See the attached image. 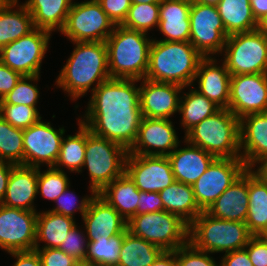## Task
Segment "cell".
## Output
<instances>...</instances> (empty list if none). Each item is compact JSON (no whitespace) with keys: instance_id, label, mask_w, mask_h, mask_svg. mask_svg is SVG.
<instances>
[{"instance_id":"be15d7a7","label":"cell","mask_w":267,"mask_h":266,"mask_svg":"<svg viewBox=\"0 0 267 266\" xmlns=\"http://www.w3.org/2000/svg\"><path fill=\"white\" fill-rule=\"evenodd\" d=\"M78 266H92V265L80 263Z\"/></svg>"},{"instance_id":"d4e9b609","label":"cell","mask_w":267,"mask_h":266,"mask_svg":"<svg viewBox=\"0 0 267 266\" xmlns=\"http://www.w3.org/2000/svg\"><path fill=\"white\" fill-rule=\"evenodd\" d=\"M187 147L178 148L167 157L170 160L175 181L192 186L215 159L204 149L186 142Z\"/></svg>"},{"instance_id":"6125c7cd","label":"cell","mask_w":267,"mask_h":266,"mask_svg":"<svg viewBox=\"0 0 267 266\" xmlns=\"http://www.w3.org/2000/svg\"><path fill=\"white\" fill-rule=\"evenodd\" d=\"M3 2L9 3V4H18V0H3Z\"/></svg>"},{"instance_id":"11a10c76","label":"cell","mask_w":267,"mask_h":266,"mask_svg":"<svg viewBox=\"0 0 267 266\" xmlns=\"http://www.w3.org/2000/svg\"><path fill=\"white\" fill-rule=\"evenodd\" d=\"M257 164L260 165L258 166ZM256 165L258 168L255 170L253 167H255ZM249 171L254 176H256L261 182L267 183V155L257 159L249 168Z\"/></svg>"},{"instance_id":"44dd1931","label":"cell","mask_w":267,"mask_h":266,"mask_svg":"<svg viewBox=\"0 0 267 266\" xmlns=\"http://www.w3.org/2000/svg\"><path fill=\"white\" fill-rule=\"evenodd\" d=\"M217 62L215 56L204 57L200 61L194 79L198 82L196 90L221 109H228L231 74L224 62L221 66Z\"/></svg>"},{"instance_id":"d590c367","label":"cell","mask_w":267,"mask_h":266,"mask_svg":"<svg viewBox=\"0 0 267 266\" xmlns=\"http://www.w3.org/2000/svg\"><path fill=\"white\" fill-rule=\"evenodd\" d=\"M77 121L79 131L62 139L59 156L54 165L56 169L62 170L65 167L70 172L82 173L86 150V125L80 119Z\"/></svg>"},{"instance_id":"277c9868","label":"cell","mask_w":267,"mask_h":266,"mask_svg":"<svg viewBox=\"0 0 267 266\" xmlns=\"http://www.w3.org/2000/svg\"><path fill=\"white\" fill-rule=\"evenodd\" d=\"M141 31L116 25L105 41L111 78L144 79L149 67L153 39Z\"/></svg>"},{"instance_id":"74e56055","label":"cell","mask_w":267,"mask_h":266,"mask_svg":"<svg viewBox=\"0 0 267 266\" xmlns=\"http://www.w3.org/2000/svg\"><path fill=\"white\" fill-rule=\"evenodd\" d=\"M23 129L16 128L0 116V160L24 165Z\"/></svg>"},{"instance_id":"6f0895ef","label":"cell","mask_w":267,"mask_h":266,"mask_svg":"<svg viewBox=\"0 0 267 266\" xmlns=\"http://www.w3.org/2000/svg\"><path fill=\"white\" fill-rule=\"evenodd\" d=\"M250 5L257 22L267 15V0H250Z\"/></svg>"},{"instance_id":"9f6ffc18","label":"cell","mask_w":267,"mask_h":266,"mask_svg":"<svg viewBox=\"0 0 267 266\" xmlns=\"http://www.w3.org/2000/svg\"><path fill=\"white\" fill-rule=\"evenodd\" d=\"M150 266H179L173 251H164Z\"/></svg>"},{"instance_id":"3957f363","label":"cell","mask_w":267,"mask_h":266,"mask_svg":"<svg viewBox=\"0 0 267 266\" xmlns=\"http://www.w3.org/2000/svg\"><path fill=\"white\" fill-rule=\"evenodd\" d=\"M203 58L190 42L153 39L145 79L184 88L194 86L198 65Z\"/></svg>"},{"instance_id":"60d3db41","label":"cell","mask_w":267,"mask_h":266,"mask_svg":"<svg viewBox=\"0 0 267 266\" xmlns=\"http://www.w3.org/2000/svg\"><path fill=\"white\" fill-rule=\"evenodd\" d=\"M39 77L40 75L22 76L16 86L0 100V104L36 107L40 92L37 84L34 85L33 83L37 82L40 79Z\"/></svg>"},{"instance_id":"cb8c5ba5","label":"cell","mask_w":267,"mask_h":266,"mask_svg":"<svg viewBox=\"0 0 267 266\" xmlns=\"http://www.w3.org/2000/svg\"><path fill=\"white\" fill-rule=\"evenodd\" d=\"M241 159L247 169L267 155V112L253 113L240 119Z\"/></svg>"},{"instance_id":"d6986e66","label":"cell","mask_w":267,"mask_h":266,"mask_svg":"<svg viewBox=\"0 0 267 266\" xmlns=\"http://www.w3.org/2000/svg\"><path fill=\"white\" fill-rule=\"evenodd\" d=\"M140 109L143 117L170 119L179 112L180 93L182 86L172 83L154 82L140 79Z\"/></svg>"},{"instance_id":"4fadbf2b","label":"cell","mask_w":267,"mask_h":266,"mask_svg":"<svg viewBox=\"0 0 267 266\" xmlns=\"http://www.w3.org/2000/svg\"><path fill=\"white\" fill-rule=\"evenodd\" d=\"M246 169L241 158H215L192 185L199 208L206 211Z\"/></svg>"},{"instance_id":"ba28073f","label":"cell","mask_w":267,"mask_h":266,"mask_svg":"<svg viewBox=\"0 0 267 266\" xmlns=\"http://www.w3.org/2000/svg\"><path fill=\"white\" fill-rule=\"evenodd\" d=\"M127 229L163 251H174L188 242L189 225L165 210L135 215L127 222Z\"/></svg>"},{"instance_id":"e0dca14e","label":"cell","mask_w":267,"mask_h":266,"mask_svg":"<svg viewBox=\"0 0 267 266\" xmlns=\"http://www.w3.org/2000/svg\"><path fill=\"white\" fill-rule=\"evenodd\" d=\"M125 172L143 192H160L175 181L167 156L128 153Z\"/></svg>"},{"instance_id":"7402d4cb","label":"cell","mask_w":267,"mask_h":266,"mask_svg":"<svg viewBox=\"0 0 267 266\" xmlns=\"http://www.w3.org/2000/svg\"><path fill=\"white\" fill-rule=\"evenodd\" d=\"M249 208L248 169H246L206 210L215 217L228 221L245 222Z\"/></svg>"},{"instance_id":"4dcf8cb0","label":"cell","mask_w":267,"mask_h":266,"mask_svg":"<svg viewBox=\"0 0 267 266\" xmlns=\"http://www.w3.org/2000/svg\"><path fill=\"white\" fill-rule=\"evenodd\" d=\"M15 7L16 4H0V50L35 29L32 16L25 5L18 4L16 10Z\"/></svg>"},{"instance_id":"ffe728a7","label":"cell","mask_w":267,"mask_h":266,"mask_svg":"<svg viewBox=\"0 0 267 266\" xmlns=\"http://www.w3.org/2000/svg\"><path fill=\"white\" fill-rule=\"evenodd\" d=\"M88 241L109 239L127 229L126 220L98 194L82 217Z\"/></svg>"},{"instance_id":"8fae6325","label":"cell","mask_w":267,"mask_h":266,"mask_svg":"<svg viewBox=\"0 0 267 266\" xmlns=\"http://www.w3.org/2000/svg\"><path fill=\"white\" fill-rule=\"evenodd\" d=\"M189 19L190 43L195 49L203 57L222 54L229 35L217 7L192 1Z\"/></svg>"},{"instance_id":"5bb4252c","label":"cell","mask_w":267,"mask_h":266,"mask_svg":"<svg viewBox=\"0 0 267 266\" xmlns=\"http://www.w3.org/2000/svg\"><path fill=\"white\" fill-rule=\"evenodd\" d=\"M65 131L64 127L55 129L50 122L41 119L23 129L24 165L40 168L45 164L54 167Z\"/></svg>"},{"instance_id":"5b68a950","label":"cell","mask_w":267,"mask_h":266,"mask_svg":"<svg viewBox=\"0 0 267 266\" xmlns=\"http://www.w3.org/2000/svg\"><path fill=\"white\" fill-rule=\"evenodd\" d=\"M184 140L215 158H241L240 119L229 109H220L190 129Z\"/></svg>"},{"instance_id":"52a82bcc","label":"cell","mask_w":267,"mask_h":266,"mask_svg":"<svg viewBox=\"0 0 267 266\" xmlns=\"http://www.w3.org/2000/svg\"><path fill=\"white\" fill-rule=\"evenodd\" d=\"M127 155L128 150L124 146L93 134L86 126L83 168L89 171L91 194H98L125 172Z\"/></svg>"},{"instance_id":"c3c4849f","label":"cell","mask_w":267,"mask_h":266,"mask_svg":"<svg viewBox=\"0 0 267 266\" xmlns=\"http://www.w3.org/2000/svg\"><path fill=\"white\" fill-rule=\"evenodd\" d=\"M245 249L254 266H267L266 236H252Z\"/></svg>"},{"instance_id":"603a6c76","label":"cell","mask_w":267,"mask_h":266,"mask_svg":"<svg viewBox=\"0 0 267 266\" xmlns=\"http://www.w3.org/2000/svg\"><path fill=\"white\" fill-rule=\"evenodd\" d=\"M38 168L25 165H15L8 180V185L2 205L36 211L34 200L38 195Z\"/></svg>"},{"instance_id":"8d00e7d4","label":"cell","mask_w":267,"mask_h":266,"mask_svg":"<svg viewBox=\"0 0 267 266\" xmlns=\"http://www.w3.org/2000/svg\"><path fill=\"white\" fill-rule=\"evenodd\" d=\"M111 236L109 239L88 241L85 263L92 266L118 265L124 235Z\"/></svg>"},{"instance_id":"d6a6232c","label":"cell","mask_w":267,"mask_h":266,"mask_svg":"<svg viewBox=\"0 0 267 266\" xmlns=\"http://www.w3.org/2000/svg\"><path fill=\"white\" fill-rule=\"evenodd\" d=\"M216 7L228 35L257 29L250 0H221Z\"/></svg>"},{"instance_id":"2e32d148","label":"cell","mask_w":267,"mask_h":266,"mask_svg":"<svg viewBox=\"0 0 267 266\" xmlns=\"http://www.w3.org/2000/svg\"><path fill=\"white\" fill-rule=\"evenodd\" d=\"M228 109L239 119L267 112V73L231 75Z\"/></svg>"},{"instance_id":"816d5d0a","label":"cell","mask_w":267,"mask_h":266,"mask_svg":"<svg viewBox=\"0 0 267 266\" xmlns=\"http://www.w3.org/2000/svg\"><path fill=\"white\" fill-rule=\"evenodd\" d=\"M220 266H254L245 248L227 252L221 259Z\"/></svg>"},{"instance_id":"f546056e","label":"cell","mask_w":267,"mask_h":266,"mask_svg":"<svg viewBox=\"0 0 267 266\" xmlns=\"http://www.w3.org/2000/svg\"><path fill=\"white\" fill-rule=\"evenodd\" d=\"M76 225L71 218L54 212H38L36 221V241L34 249L59 248L69 231ZM45 244L40 247V242Z\"/></svg>"},{"instance_id":"9a60e30c","label":"cell","mask_w":267,"mask_h":266,"mask_svg":"<svg viewBox=\"0 0 267 266\" xmlns=\"http://www.w3.org/2000/svg\"><path fill=\"white\" fill-rule=\"evenodd\" d=\"M37 215L0 204V248L7 253L34 250Z\"/></svg>"},{"instance_id":"f35d334b","label":"cell","mask_w":267,"mask_h":266,"mask_svg":"<svg viewBox=\"0 0 267 266\" xmlns=\"http://www.w3.org/2000/svg\"><path fill=\"white\" fill-rule=\"evenodd\" d=\"M159 7L160 4H132L126 19L121 25L147 34L148 30L159 26Z\"/></svg>"},{"instance_id":"1f68e13d","label":"cell","mask_w":267,"mask_h":266,"mask_svg":"<svg viewBox=\"0 0 267 266\" xmlns=\"http://www.w3.org/2000/svg\"><path fill=\"white\" fill-rule=\"evenodd\" d=\"M249 208L245 224L253 236L267 234V183L261 182L248 169Z\"/></svg>"},{"instance_id":"7a4b0ae2","label":"cell","mask_w":267,"mask_h":266,"mask_svg":"<svg viewBox=\"0 0 267 266\" xmlns=\"http://www.w3.org/2000/svg\"><path fill=\"white\" fill-rule=\"evenodd\" d=\"M76 46L65 66L61 69L56 85L63 89L71 100L76 101L91 89L109 80L107 46L105 42H73Z\"/></svg>"},{"instance_id":"91938a15","label":"cell","mask_w":267,"mask_h":266,"mask_svg":"<svg viewBox=\"0 0 267 266\" xmlns=\"http://www.w3.org/2000/svg\"><path fill=\"white\" fill-rule=\"evenodd\" d=\"M191 1L211 6H217L221 0H191Z\"/></svg>"},{"instance_id":"f1b7e54d","label":"cell","mask_w":267,"mask_h":266,"mask_svg":"<svg viewBox=\"0 0 267 266\" xmlns=\"http://www.w3.org/2000/svg\"><path fill=\"white\" fill-rule=\"evenodd\" d=\"M163 210L179 216L190 225L203 211L196 203L192 186L174 181L159 192Z\"/></svg>"},{"instance_id":"83f0119b","label":"cell","mask_w":267,"mask_h":266,"mask_svg":"<svg viewBox=\"0 0 267 266\" xmlns=\"http://www.w3.org/2000/svg\"><path fill=\"white\" fill-rule=\"evenodd\" d=\"M72 2L73 0H26L23 4L32 16L34 27L52 33L63 29Z\"/></svg>"},{"instance_id":"ee69618b","label":"cell","mask_w":267,"mask_h":266,"mask_svg":"<svg viewBox=\"0 0 267 266\" xmlns=\"http://www.w3.org/2000/svg\"><path fill=\"white\" fill-rule=\"evenodd\" d=\"M173 252L179 266H220L210 257V253L197 249L189 241Z\"/></svg>"},{"instance_id":"ab89813d","label":"cell","mask_w":267,"mask_h":266,"mask_svg":"<svg viewBox=\"0 0 267 266\" xmlns=\"http://www.w3.org/2000/svg\"><path fill=\"white\" fill-rule=\"evenodd\" d=\"M38 168V193L48 200L55 201L70 186L69 178L64 170L48 167L46 171Z\"/></svg>"},{"instance_id":"484cf974","label":"cell","mask_w":267,"mask_h":266,"mask_svg":"<svg viewBox=\"0 0 267 266\" xmlns=\"http://www.w3.org/2000/svg\"><path fill=\"white\" fill-rule=\"evenodd\" d=\"M191 0H163L159 7L160 41L190 42Z\"/></svg>"},{"instance_id":"681fc988","label":"cell","mask_w":267,"mask_h":266,"mask_svg":"<svg viewBox=\"0 0 267 266\" xmlns=\"http://www.w3.org/2000/svg\"><path fill=\"white\" fill-rule=\"evenodd\" d=\"M163 211V203L159 192L140 191L137 215Z\"/></svg>"},{"instance_id":"7dc6e473","label":"cell","mask_w":267,"mask_h":266,"mask_svg":"<svg viewBox=\"0 0 267 266\" xmlns=\"http://www.w3.org/2000/svg\"><path fill=\"white\" fill-rule=\"evenodd\" d=\"M115 25H121L132 5L131 0H97Z\"/></svg>"},{"instance_id":"836d02e7","label":"cell","mask_w":267,"mask_h":266,"mask_svg":"<svg viewBox=\"0 0 267 266\" xmlns=\"http://www.w3.org/2000/svg\"><path fill=\"white\" fill-rule=\"evenodd\" d=\"M191 88L187 93L182 91L183 96L180 97L179 102L178 113L182 114L180 123L185 134L203 119L212 116L221 109L194 87Z\"/></svg>"},{"instance_id":"7bdbcfd3","label":"cell","mask_w":267,"mask_h":266,"mask_svg":"<svg viewBox=\"0 0 267 266\" xmlns=\"http://www.w3.org/2000/svg\"><path fill=\"white\" fill-rule=\"evenodd\" d=\"M73 193L75 192L69 191L68 186L65 191L54 201V203H56V206L50 211L74 219L75 211L79 210L81 216L83 217L88 210L91 200L96 194H92L90 196L87 195L86 197L82 198L81 201H78L76 200V195Z\"/></svg>"},{"instance_id":"e575fe53","label":"cell","mask_w":267,"mask_h":266,"mask_svg":"<svg viewBox=\"0 0 267 266\" xmlns=\"http://www.w3.org/2000/svg\"><path fill=\"white\" fill-rule=\"evenodd\" d=\"M163 252L158 246L128 231L123 238L118 266H150Z\"/></svg>"},{"instance_id":"680465c9","label":"cell","mask_w":267,"mask_h":266,"mask_svg":"<svg viewBox=\"0 0 267 266\" xmlns=\"http://www.w3.org/2000/svg\"><path fill=\"white\" fill-rule=\"evenodd\" d=\"M257 29L267 37V15L258 21Z\"/></svg>"},{"instance_id":"6da1fadb","label":"cell","mask_w":267,"mask_h":266,"mask_svg":"<svg viewBox=\"0 0 267 266\" xmlns=\"http://www.w3.org/2000/svg\"><path fill=\"white\" fill-rule=\"evenodd\" d=\"M138 79L110 78L91 94L81 122L100 137L129 150L136 141L143 118Z\"/></svg>"},{"instance_id":"ac0fdd59","label":"cell","mask_w":267,"mask_h":266,"mask_svg":"<svg viewBox=\"0 0 267 266\" xmlns=\"http://www.w3.org/2000/svg\"><path fill=\"white\" fill-rule=\"evenodd\" d=\"M180 143L171 120L143 117L136 141L128 153L168 156Z\"/></svg>"},{"instance_id":"4316f807","label":"cell","mask_w":267,"mask_h":266,"mask_svg":"<svg viewBox=\"0 0 267 266\" xmlns=\"http://www.w3.org/2000/svg\"><path fill=\"white\" fill-rule=\"evenodd\" d=\"M98 195L111 205L126 222L137 215L140 191L126 172L106 185Z\"/></svg>"},{"instance_id":"db71d44e","label":"cell","mask_w":267,"mask_h":266,"mask_svg":"<svg viewBox=\"0 0 267 266\" xmlns=\"http://www.w3.org/2000/svg\"><path fill=\"white\" fill-rule=\"evenodd\" d=\"M14 166V164L0 160V204L5 197L8 180Z\"/></svg>"},{"instance_id":"b9f144b4","label":"cell","mask_w":267,"mask_h":266,"mask_svg":"<svg viewBox=\"0 0 267 266\" xmlns=\"http://www.w3.org/2000/svg\"><path fill=\"white\" fill-rule=\"evenodd\" d=\"M0 116L20 129H26L42 119L37 107L27 105L0 104Z\"/></svg>"},{"instance_id":"7c38bea8","label":"cell","mask_w":267,"mask_h":266,"mask_svg":"<svg viewBox=\"0 0 267 266\" xmlns=\"http://www.w3.org/2000/svg\"><path fill=\"white\" fill-rule=\"evenodd\" d=\"M51 32L35 28L0 50V61L22 76L40 75Z\"/></svg>"},{"instance_id":"f907efd6","label":"cell","mask_w":267,"mask_h":266,"mask_svg":"<svg viewBox=\"0 0 267 266\" xmlns=\"http://www.w3.org/2000/svg\"><path fill=\"white\" fill-rule=\"evenodd\" d=\"M21 77L19 72L0 61V100L16 86Z\"/></svg>"},{"instance_id":"9c48e42d","label":"cell","mask_w":267,"mask_h":266,"mask_svg":"<svg viewBox=\"0 0 267 266\" xmlns=\"http://www.w3.org/2000/svg\"><path fill=\"white\" fill-rule=\"evenodd\" d=\"M223 52L231 75L267 73V37L258 29L229 35Z\"/></svg>"},{"instance_id":"94428289","label":"cell","mask_w":267,"mask_h":266,"mask_svg":"<svg viewBox=\"0 0 267 266\" xmlns=\"http://www.w3.org/2000/svg\"><path fill=\"white\" fill-rule=\"evenodd\" d=\"M163 0H131L132 4H140V3H151V4H160Z\"/></svg>"},{"instance_id":"bcb514c9","label":"cell","mask_w":267,"mask_h":266,"mask_svg":"<svg viewBox=\"0 0 267 266\" xmlns=\"http://www.w3.org/2000/svg\"><path fill=\"white\" fill-rule=\"evenodd\" d=\"M41 266H78L80 263L59 248L35 249Z\"/></svg>"},{"instance_id":"f6af8a7d","label":"cell","mask_w":267,"mask_h":266,"mask_svg":"<svg viewBox=\"0 0 267 266\" xmlns=\"http://www.w3.org/2000/svg\"><path fill=\"white\" fill-rule=\"evenodd\" d=\"M88 240L83 231L79 230L77 224L69 231L61 243L59 249L73 257L79 263H85Z\"/></svg>"},{"instance_id":"30bf717a","label":"cell","mask_w":267,"mask_h":266,"mask_svg":"<svg viewBox=\"0 0 267 266\" xmlns=\"http://www.w3.org/2000/svg\"><path fill=\"white\" fill-rule=\"evenodd\" d=\"M115 26L97 0H87L72 2L60 32L71 42H105Z\"/></svg>"},{"instance_id":"8992f818","label":"cell","mask_w":267,"mask_h":266,"mask_svg":"<svg viewBox=\"0 0 267 266\" xmlns=\"http://www.w3.org/2000/svg\"><path fill=\"white\" fill-rule=\"evenodd\" d=\"M252 236L245 222L215 218L203 211L189 225L188 241L210 254L227 253L245 248Z\"/></svg>"},{"instance_id":"f5cc1de1","label":"cell","mask_w":267,"mask_h":266,"mask_svg":"<svg viewBox=\"0 0 267 266\" xmlns=\"http://www.w3.org/2000/svg\"><path fill=\"white\" fill-rule=\"evenodd\" d=\"M9 254L17 259L13 266H41L40 257L35 249L9 252Z\"/></svg>"}]
</instances>
